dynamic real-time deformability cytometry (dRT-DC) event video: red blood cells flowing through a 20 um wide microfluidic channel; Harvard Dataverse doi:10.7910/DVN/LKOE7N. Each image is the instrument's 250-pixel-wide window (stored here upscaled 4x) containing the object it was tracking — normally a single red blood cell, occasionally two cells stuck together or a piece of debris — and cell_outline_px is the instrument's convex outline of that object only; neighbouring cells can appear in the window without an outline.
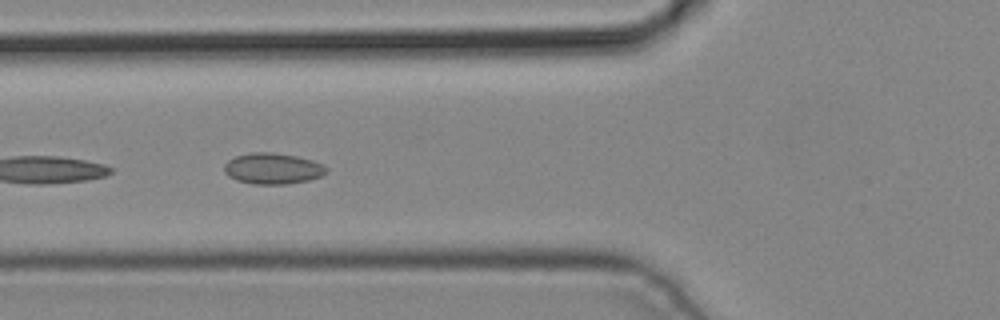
{"species": "common noctule bat (a hibernating species)", "species_latin": "Nyctalus noctula", "temperature_condition": "cold", "stored_images_in_passage": 6, "camera_frame_rate_fps": 3000, "um_per_image_px": 0.085, "animal": {"sex": "male", "body_mass_g": 19.2, "forearm_length_mm": 51.8}, "frame": {"image": 1, "passage_image": 5, "time_ms": 1.333, "image_size_px": [1000, 320], "cell_outline_px": [[328, 172], [320, 176], [308, 180], [284, 184], [252, 184], [236, 180], [228, 176], [224, 172], [224, 164], [228, 160], [236, 156], [252, 152], [272, 152], [296, 156], [312, 160], [324, 164], [328, 168]], "centroid_in_image_um": [23.18, 14.32], "position_along_channel_um": 102.6, "area_um2": 18.55}}
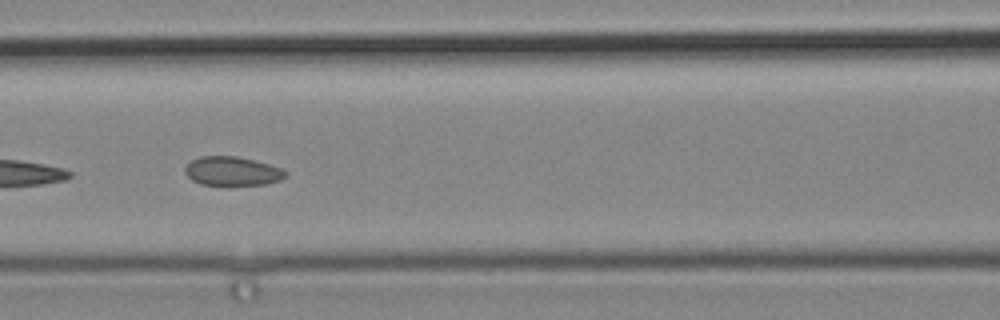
{"frame": {"image": 2, "passage_image": 6, "time_ms": 1.667, "image_size_px": [1000, 320], "cell_outline_px": [[288, 176], [280, 180], [268, 184], [200, 184], [192, 180], [184, 172], [184, 168], [192, 160], [200, 156], [236, 156], [268, 164], [280, 168], [288, 172]], "centroid_in_image_um": [19.75, 14.54], "position_along_channel_um": 146.9, "area_um2": 16.76}}